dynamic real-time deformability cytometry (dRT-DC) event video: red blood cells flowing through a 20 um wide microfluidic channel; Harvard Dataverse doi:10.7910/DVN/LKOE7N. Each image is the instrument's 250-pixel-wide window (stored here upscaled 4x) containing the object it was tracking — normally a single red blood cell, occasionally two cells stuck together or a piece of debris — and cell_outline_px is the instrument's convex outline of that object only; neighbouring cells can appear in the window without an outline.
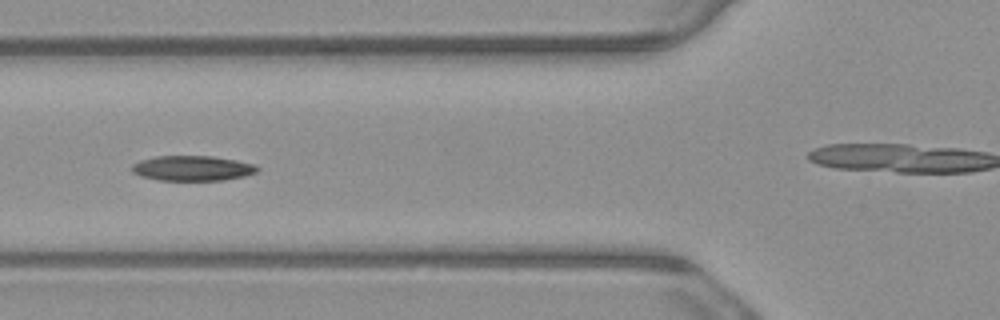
{"species": "common noctule bat (a hibernating species)", "species_latin": "Nyctalus noctula", "temperature_condition": "warm", "stored_images_in_passage": 8, "camera_frame_rate_fps": 3000, "um_per_image_px": 0.085, "animal": {"sex": "male", "body_mass_g": 23.1, "forearm_length_mm": 52.7}, "frame": {"image": 1, "passage_image": 6, "time_ms": 1.667, "image_size_px": [1000, 320], "cell_outline_px": [[260, 168], [256, 172], [244, 176], [224, 180], [156, 180], [140, 176], [132, 172], [132, 164], [140, 160], [156, 156], [212, 156], [236, 160], [256, 164]], "centroid_in_image_um": [16.35, 14.3], "position_along_channel_um": 109.4, "area_um2": 18.44}}